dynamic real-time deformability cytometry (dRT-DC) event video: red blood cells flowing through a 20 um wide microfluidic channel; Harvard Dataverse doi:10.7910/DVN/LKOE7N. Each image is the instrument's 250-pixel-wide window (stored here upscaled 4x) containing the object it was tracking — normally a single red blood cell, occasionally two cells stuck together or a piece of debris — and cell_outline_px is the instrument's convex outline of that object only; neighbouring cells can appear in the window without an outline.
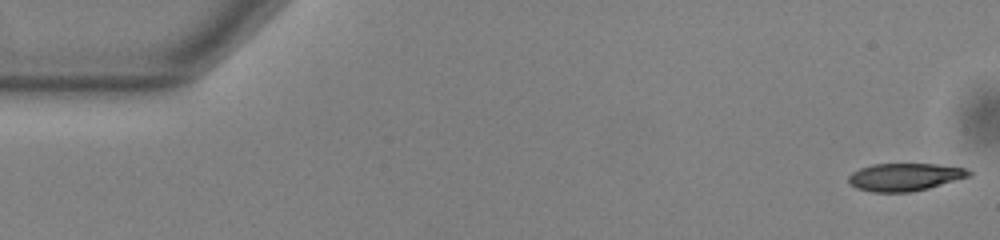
{"species": "common noctule bat (a hibernating species)", "species_latin": "Nyctalus noctula", "temperature_condition": "warm", "stored_images_in_passage": 53, "camera_frame_rate_fps": 3000, "um_per_image_px": 0.085, "animal": {"sex": "male", "body_mass_g": 13.0, "forearm_length_mm": 53.1}, "frame": {"image": 1, "passage_image": 1, "time_ms": 0.0, "image_size_px": [1000, 240], "cell_outline_px": [[972, 176], [928, 188], [912, 192], [872, 192], [856, 188], [848, 184], [848, 176], [852, 172], [860, 168], [872, 164], [936, 164], [968, 168], [972, 172]], "centroid_in_image_um": [76.91, 15.04], "position_along_channel_um": 8.1, "area_um2": 19.65}}
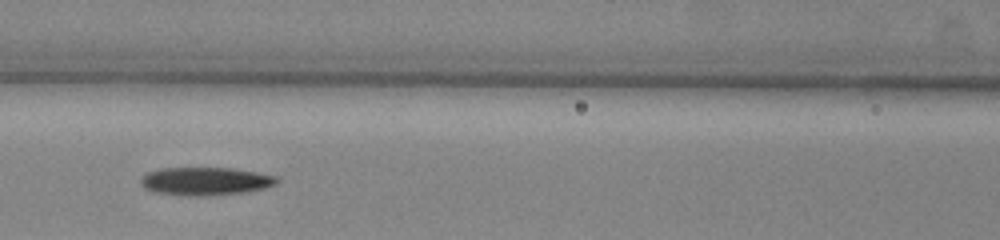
{"frame": {"image": 2, "passage_image": 23, "time_ms": 7.333, "image_size_px": [1000, 240], "cell_outline_px": [[280, 180], [276, 184], [264, 188], [244, 192], [208, 196], [188, 196], [152, 192], [144, 188], [140, 184], [140, 180], [148, 172], [160, 168], [228, 168], [256, 172], [276, 176]], "centroid_in_image_um": [17.44, 15.41], "position_along_channel_um": 149.2, "area_um2": 22.31}}
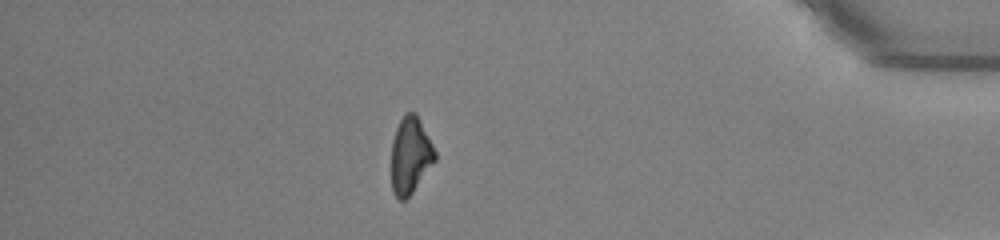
{"frame": {"image": 3, "passage_image": 46, "time_ms": 15.0, "image_size_px": [1000, 240], "cell_outline_px": [[436, 160], [412, 192], [404, 200], [400, 200], [392, 192], [392, 140], [396, 128], [404, 112], [416, 112], [436, 152]], "centroid_in_image_um": [34.88, 13.18], "position_along_channel_um": 400.3, "area_um2": 19.36}, "authors_computed_cell_mechanics": {"area_um2": 20.808, "velocity_mm_per_s": 3.8436, "shape_relaxation_time_tau1_ms": 4.7394, "shape_relaxation_time_tau2_ms": null, "deformation_change_tau1": 0.1586, "deformation_change_tau2": null}}